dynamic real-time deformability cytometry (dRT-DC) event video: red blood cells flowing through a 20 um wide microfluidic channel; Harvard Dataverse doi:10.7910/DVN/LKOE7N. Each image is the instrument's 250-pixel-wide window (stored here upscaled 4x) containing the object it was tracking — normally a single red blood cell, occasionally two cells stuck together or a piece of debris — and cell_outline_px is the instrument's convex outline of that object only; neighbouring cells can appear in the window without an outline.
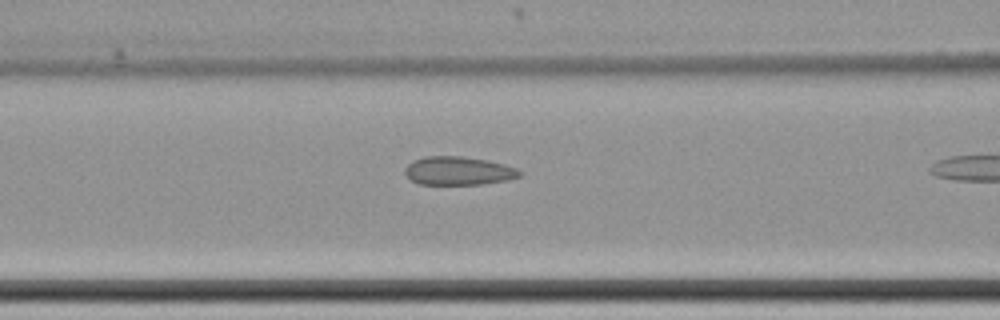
{"species": "common noctule bat (a hibernating species)", "species_latin": "Nyctalus noctula", "temperature_condition": "cold", "stored_images_in_passage": 10, "camera_frame_rate_fps": 3000, "um_per_image_px": 0.085, "animal": {"sex": "female", "body_mass_g": 22.7, "forearm_length_mm": 54.2}, "frame": {"image": 1, "passage_image": 9, "time_ms": 2.667, "image_size_px": [1000, 320], "cell_outline_px": [[524, 172], [520, 176], [508, 180], [480, 184], [420, 184], [412, 180], [404, 172], [404, 168], [412, 160], [424, 156], [460, 156], [488, 160], [504, 164], [516, 168]], "centroid_in_image_um": [38.97, 14.51], "position_along_channel_um": 127.6, "area_um2": 19.07}}